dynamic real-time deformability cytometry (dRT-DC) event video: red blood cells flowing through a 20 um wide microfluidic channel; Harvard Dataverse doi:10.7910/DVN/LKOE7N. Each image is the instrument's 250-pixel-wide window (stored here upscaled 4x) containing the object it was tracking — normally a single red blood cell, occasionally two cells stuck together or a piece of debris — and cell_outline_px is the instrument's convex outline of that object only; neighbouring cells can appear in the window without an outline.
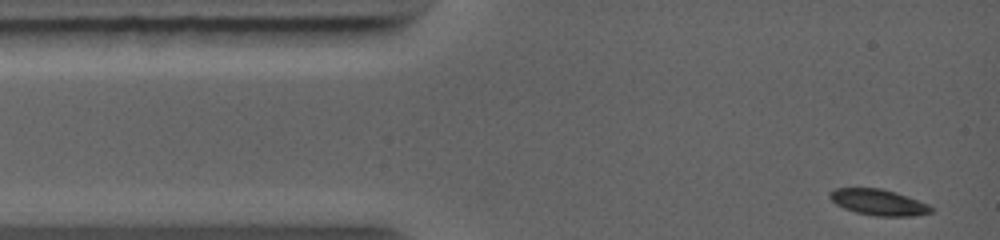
{"species": "common noctule bat (a hibernating species)", "species_latin": "Nyctalus noctula", "temperature_condition": "warm", "stored_images_in_passage": 35, "camera_frame_rate_fps": 5000, "um_per_image_px": 0.085, "animal": {"sex": "female", "body_mass_g": 19.0, "forearm_length_mm": 56.7}, "frame": {"image": 1, "passage_image": 1, "time_ms": 0.0, "image_size_px": [1000, 240], "cell_outline_px": [[932, 212], [912, 216], [876, 216], [856, 212], [844, 208], [836, 204], [828, 196], [828, 192], [836, 188], [880, 188], [896, 192], [908, 196], [928, 204], [932, 208]], "centroid_in_image_um": [74.65, 17.18], "position_along_channel_um": 10.3, "area_um2": 15.32}}
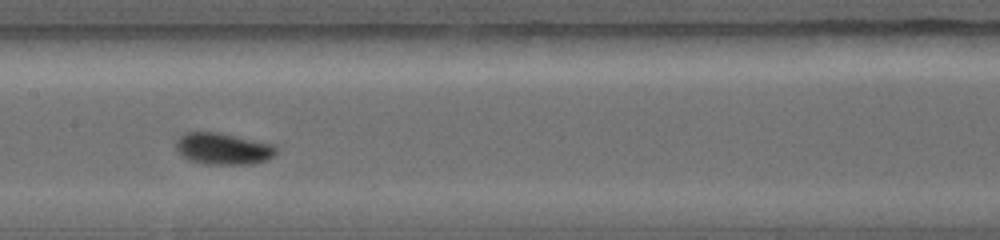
{"frame": {"image": 2, "passage_image": 16, "time_ms": 5.0, "image_size_px": [1000, 240], "cell_outline_px": [[276, 152], [268, 160], [252, 164], [204, 164], [188, 160], [176, 148], [176, 140], [184, 132], [216, 132], [276, 144]], "centroid_in_image_um": [18.98, 12.64], "position_along_channel_um": 188.4, "area_um2": 18.5}}
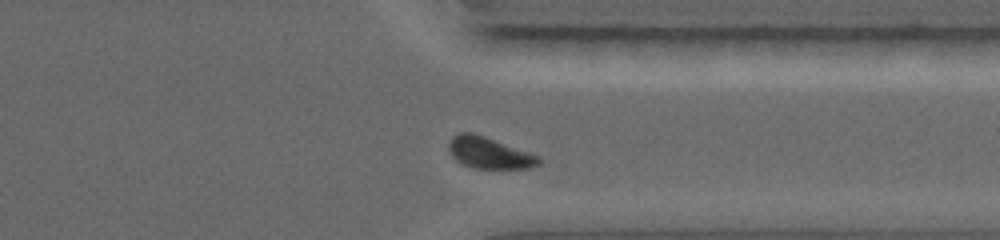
{"frame": {"image": 3, "passage_image": 30, "time_ms": 8.8, "image_size_px": [1000, 240], "cell_outline_px": [[540, 164], [532, 168], [476, 168], [464, 164], [456, 160], [452, 156], [448, 148], [448, 140], [452, 136], [460, 132], [472, 132], [484, 136], [540, 156]], "centroid_in_image_um": [41.57, 12.98], "position_along_channel_um": 369.8, "area_um2": 16.42}}